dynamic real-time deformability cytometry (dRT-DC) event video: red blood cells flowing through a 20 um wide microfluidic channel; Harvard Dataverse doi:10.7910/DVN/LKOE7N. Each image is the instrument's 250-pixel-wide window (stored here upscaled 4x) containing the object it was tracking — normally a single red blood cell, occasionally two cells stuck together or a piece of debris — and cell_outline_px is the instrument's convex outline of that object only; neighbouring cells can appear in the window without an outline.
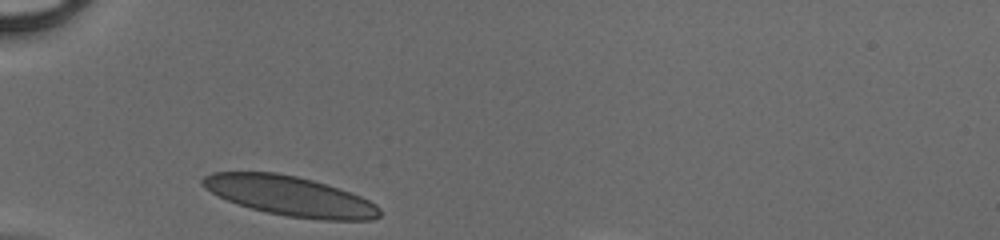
{"species": "human", "species_latin": "Homo sapiens", "temperature_condition": "cold", "stored_images_in_passage": 26, "camera_frame_rate_fps": 3000, "um_per_image_px": 0.085, "donor": {"sex": "male"}, "frame": {"image": 1, "passage_image": 1, "time_ms": 0.0, "image_size_px": [1000, 240], "cell_outline_px": [[380, 216], [372, 220], [324, 220], [288, 216], [268, 212], [252, 208], [228, 200], [204, 188], [200, 184], [200, 180], [204, 176], [212, 172], [276, 172], [296, 176], [312, 180], [360, 196], [376, 204], [380, 208]], "centroid_in_image_um": [24.64, 16.65], "position_along_channel_um": 60.4, "area_um2": 40.46}}
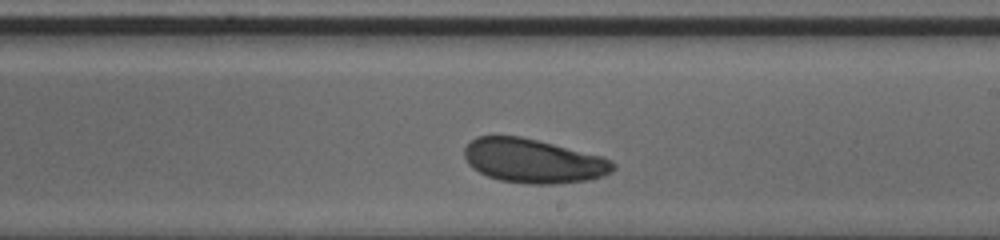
{"frame": {"image": 2, "passage_image": 15, "time_ms": 4.667, "image_size_px": [1000, 240], "cell_outline_px": [[616, 168], [612, 172], [604, 176], [588, 180], [556, 184], [528, 184], [500, 180], [488, 176], [472, 168], [468, 164], [464, 156], [464, 148], [476, 136], [520, 136], [604, 156], [616, 164]], "centroid_in_image_um": [45.36, 13.68], "position_along_channel_um": 243.6, "area_um2": 38.38}}
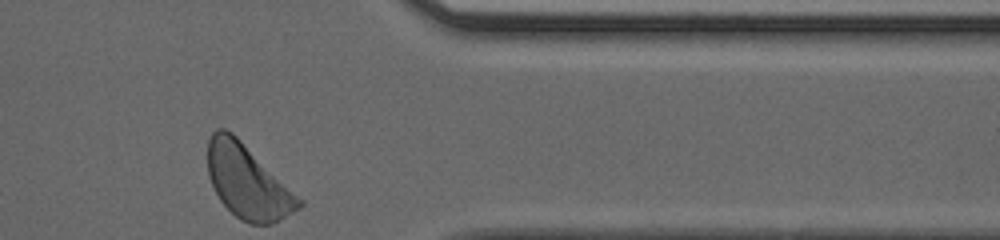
{"frame": {"image": 3, "passage_image": 26, "time_ms": 8.333, "image_size_px": [1000, 240], "cell_outline_px": [[304, 204], [300, 208], [280, 220], [272, 224], [248, 224], [240, 220], [220, 200], [208, 176], [208, 140], [212, 132], [216, 128], [224, 128], [232, 132], [304, 200]], "centroid_in_image_um": [21.06, 15.45], "position_along_channel_um": 390.3, "area_um2": 39.07}}